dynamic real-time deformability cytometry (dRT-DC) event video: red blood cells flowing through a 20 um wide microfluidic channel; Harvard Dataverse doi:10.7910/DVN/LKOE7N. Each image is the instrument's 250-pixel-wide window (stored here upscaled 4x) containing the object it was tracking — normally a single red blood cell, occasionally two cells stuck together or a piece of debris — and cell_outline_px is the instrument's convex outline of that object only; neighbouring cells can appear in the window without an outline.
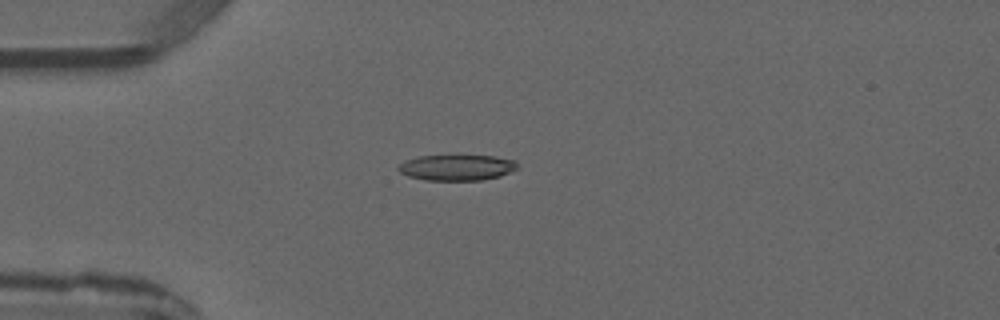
{"species": "common noctule bat (a hibernating species)", "species_latin": "Nyctalus noctula", "temperature_condition": "warm", "stored_images_in_passage": 4, "camera_frame_rate_fps": 3000, "um_per_image_px": 0.085, "animal": {"sex": "male", "forearm_length_mm": 52.5}, "frame": {"image": 1, "passage_image": 3, "time_ms": 2.333, "image_size_px": [1000, 320], "cell_outline_px": [[516, 168], [500, 176], [480, 180], [424, 180], [408, 176], [400, 172], [396, 168], [404, 160], [416, 156], [496, 156], [516, 160]], "centroid_in_image_um": [38.78, 14.24], "position_along_channel_um": 46.2, "area_um2": 17.8}}